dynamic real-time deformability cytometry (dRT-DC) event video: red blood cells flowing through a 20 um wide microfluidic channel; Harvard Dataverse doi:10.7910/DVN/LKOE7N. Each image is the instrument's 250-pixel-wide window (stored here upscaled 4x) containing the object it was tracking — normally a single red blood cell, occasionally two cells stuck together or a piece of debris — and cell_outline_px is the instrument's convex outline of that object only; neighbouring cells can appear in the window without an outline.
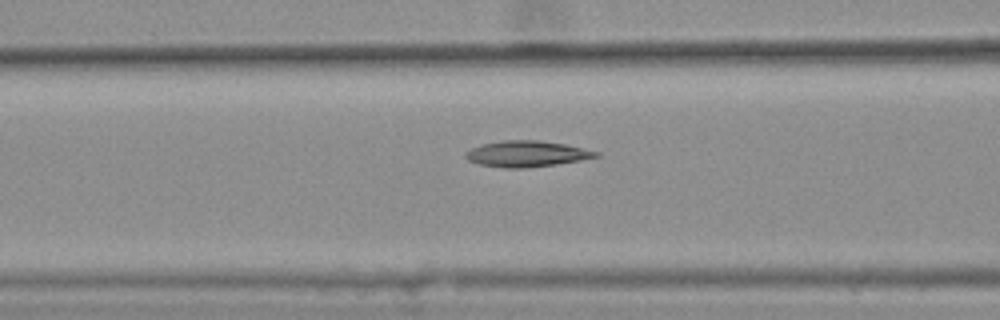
{"species": "common noctule bat (a hibernating species)", "species_latin": "Nyctalus noctula", "temperature_condition": "warm", "stored_images_in_passage": 34, "camera_frame_rate_fps": 3000, "um_per_image_px": 0.085, "animal": {"sex": "female", "body_mass_g": 25.1}, "frame": {"image": 1, "passage_image": 6, "time_ms": 1.667, "image_size_px": [1000, 320], "cell_outline_px": [[600, 156], [580, 160], [556, 164], [524, 168], [504, 168], [480, 164], [468, 160], [464, 156], [464, 152], [480, 144], [500, 140], [540, 140], [564, 144], [600, 152]], "centroid_in_image_um": [44.73, 13.07], "position_along_channel_um": 121.9, "area_um2": 19.77}, "authors_computed_cell_mechanics": {"area_um2": 18.9006, "velocity_mm_per_s": 3.6327, "shape_relaxation_time_tau1_ms": null, "shape_relaxation_time_tau2_ms": 3.746, "deformation_change_tau1": null, "deformation_change_tau2": 0.1098}}